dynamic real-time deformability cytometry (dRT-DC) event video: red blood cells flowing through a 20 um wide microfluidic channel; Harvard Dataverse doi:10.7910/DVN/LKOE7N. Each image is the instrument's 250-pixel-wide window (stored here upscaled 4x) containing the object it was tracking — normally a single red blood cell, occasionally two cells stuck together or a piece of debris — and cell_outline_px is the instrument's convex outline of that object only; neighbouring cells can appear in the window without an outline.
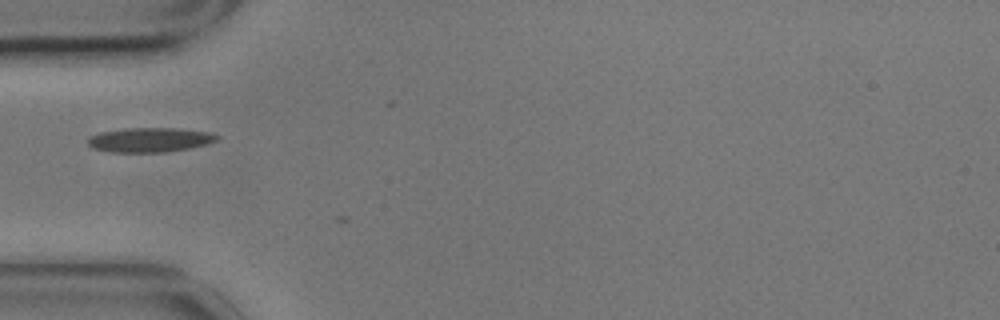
{"species": "common noctule bat (a hibernating species)", "species_latin": "Nyctalus noctula", "temperature_condition": "cold", "stored_images_in_passage": 3, "camera_frame_rate_fps": 3000, "um_per_image_px": 0.085, "animal": {"sex": "male", "body_mass_g": 17.9}, "frame": {"image": 1, "passage_image": 2, "time_ms": 0.333, "image_size_px": [1000, 320], "cell_outline_px": [[220, 136], [216, 140], [208, 144], [188, 148], [164, 152], [108, 152], [92, 148], [88, 144], [88, 136], [100, 132], [124, 128], [180, 128], [212, 132]], "centroid_in_image_um": [12.73, 11.88], "position_along_channel_um": 72.3, "area_um2": 18.61}}